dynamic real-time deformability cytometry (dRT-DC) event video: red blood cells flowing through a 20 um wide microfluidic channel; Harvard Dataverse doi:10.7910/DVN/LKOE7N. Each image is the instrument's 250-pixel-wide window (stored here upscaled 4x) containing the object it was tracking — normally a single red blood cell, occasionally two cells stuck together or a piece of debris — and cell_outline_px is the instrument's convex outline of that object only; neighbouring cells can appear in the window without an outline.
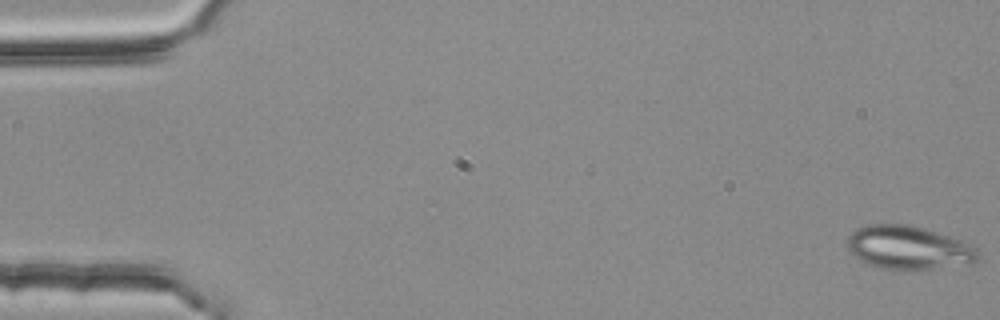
{"species": "common noctule bat (a hibernating species)", "species_latin": "Nyctalus noctula", "temperature_condition": "room temperature", "stored_images_in_passage": 54, "camera_frame_rate_fps": 3000, "um_per_image_px": 0.085, "animal": {"sex": "female", "body_mass_g": 25.1}, "frame": {"image": 1, "passage_image": 1, "time_ms": 0.0, "image_size_px": [1000, 320], "cell_outline_px": [[980, 256], [976, 260], [968, 264], [916, 272], [904, 272], [880, 268], [868, 264], [860, 260], [848, 248], [848, 236], [856, 228], [872, 224], [908, 224], [924, 228], [972, 244], [980, 252]], "centroid_in_image_um": [77.26, 21.09], "position_along_channel_um": 7.7, "area_um2": 33.81}}
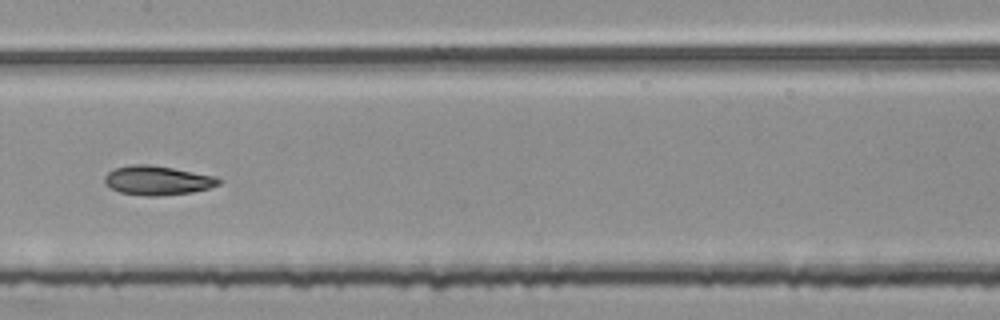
{"frame": {"image": 2, "passage_image": 28, "time_ms": 9.0, "image_size_px": [1000, 320], "cell_outline_px": [[224, 180], [220, 184], [208, 188], [192, 192], [156, 196], [148, 196], [120, 192], [104, 184], [104, 176], [108, 172], [116, 168], [132, 164], [148, 164], [172, 168], [216, 176]], "centroid_in_image_um": [13.4, 15.33], "position_along_channel_um": 194.0, "area_um2": 19.36}}
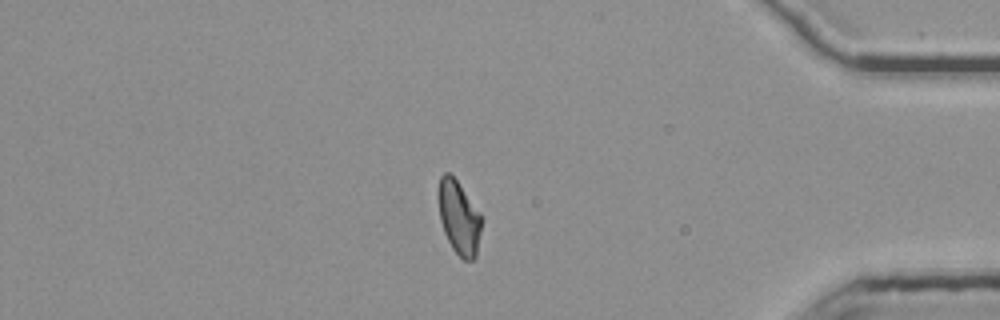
{"frame": {"image": 3, "passage_image": 47, "time_ms": 15.333, "image_size_px": [1000, 320], "cell_outline_px": [[480, 232], [476, 256], [472, 260], [464, 260], [452, 248], [444, 232], [440, 220], [440, 176], [444, 172], [448, 172], [456, 180], [480, 212]], "centroid_in_image_um": [39.02, 18.52], "position_along_channel_um": 396.2, "area_um2": 17.8}, "authors_computed_cell_mechanics": {"area_um2": 19.3341, "velocity_mm_per_s": 3.7582, "shape_relaxation_time_tau1_ms": null, "shape_relaxation_time_tau2_ms": 2.1197, "deformation_change_tau1": null, "deformation_change_tau2": 0.0808}}